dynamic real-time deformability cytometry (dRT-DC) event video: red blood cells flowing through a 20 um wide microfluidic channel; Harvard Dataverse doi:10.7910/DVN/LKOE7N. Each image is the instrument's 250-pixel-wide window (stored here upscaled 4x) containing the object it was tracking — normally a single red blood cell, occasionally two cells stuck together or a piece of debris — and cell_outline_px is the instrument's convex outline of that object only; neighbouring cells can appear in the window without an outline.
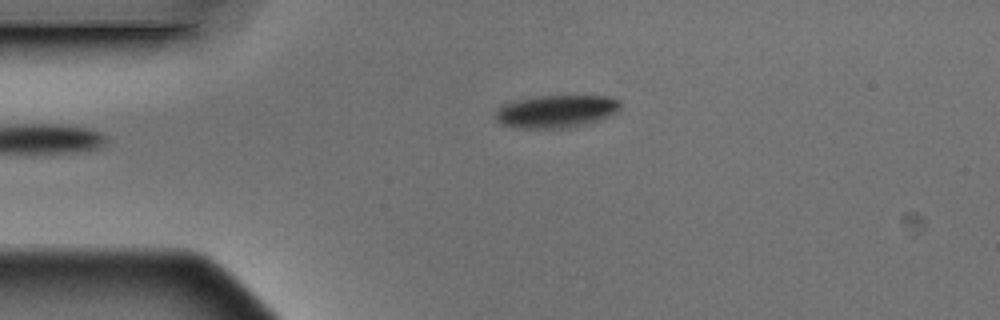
{"species": "Egyptian fruit bat (a non-hibernating species)", "species_latin": "Rousettus aegyptiacus", "temperature_condition": "warm", "stored_images_in_passage": 3, "camera_frame_rate_fps": 3000, "um_per_image_px": 0.085, "animal": {"sex": "male"}, "frame": {"image": 1, "passage_image": 3, "time_ms": 0.667, "image_size_px": [1000, 320], "cell_outline_px": [[620, 108], [612, 116], [588, 124], [572, 128], [516, 128], [500, 124], [496, 120], [496, 112], [500, 104], [512, 100], [540, 96], [608, 96], [620, 100]], "centroid_in_image_um": [47.27, 9.47], "position_along_channel_um": 37.7, "area_um2": 24.28}}